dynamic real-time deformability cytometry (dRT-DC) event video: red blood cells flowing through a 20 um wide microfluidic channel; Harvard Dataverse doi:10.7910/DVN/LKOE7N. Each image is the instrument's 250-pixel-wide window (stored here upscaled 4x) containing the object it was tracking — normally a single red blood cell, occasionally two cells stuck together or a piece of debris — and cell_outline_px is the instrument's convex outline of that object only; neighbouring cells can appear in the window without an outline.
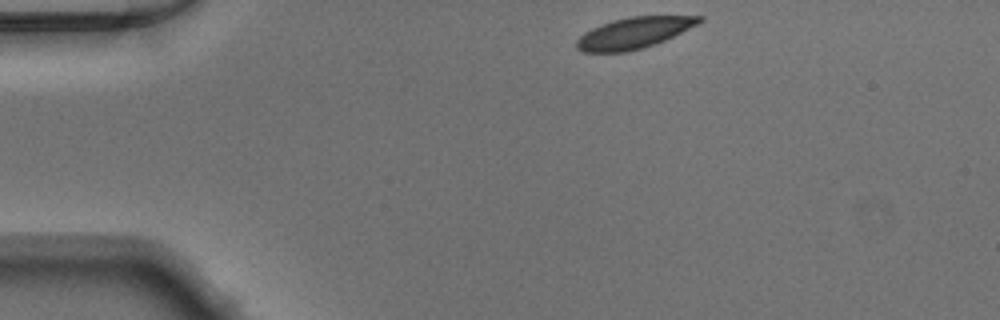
{"species": "Egyptian fruit bat (a non-hibernating species)", "species_latin": "Rousettus aegyptiacus", "temperature_condition": "warm", "stored_images_in_passage": 42, "camera_frame_rate_fps": 3000, "um_per_image_px": 0.085, "animal": {"sex": "male"}, "frame": {"image": 1, "passage_image": 1, "time_ms": 0.0, "image_size_px": [1000, 320], "cell_outline_px": [[704, 20], [664, 40], [640, 48], [624, 52], [584, 52], [576, 48], [576, 40], [584, 32], [600, 24], [612, 20], [628, 16], [704, 16]], "centroid_in_image_um": [53.82, 2.78], "position_along_channel_um": 31.2, "area_um2": 21.91}}
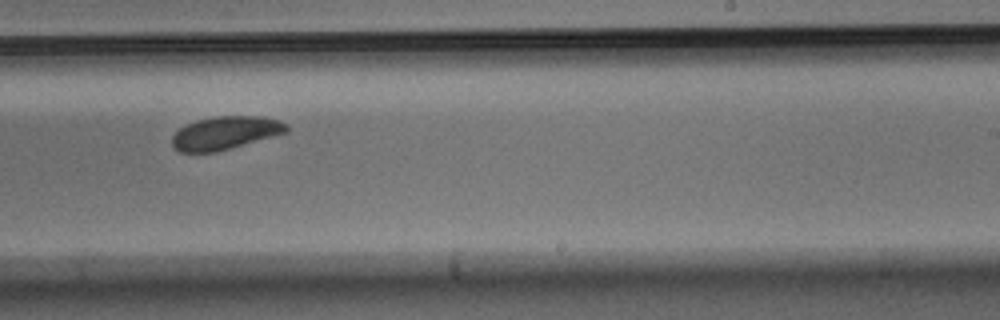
{"frame": {"image": 2, "passage_image": 23, "time_ms": 7.333, "image_size_px": [1000, 320], "cell_outline_px": [[288, 132], [216, 152], [180, 152], [172, 148], [172, 136], [180, 128], [196, 120], [216, 116], [260, 116], [280, 120], [288, 124]], "centroid_in_image_um": [19.15, 11.3], "position_along_channel_um": 269.8, "area_um2": 22.08}}
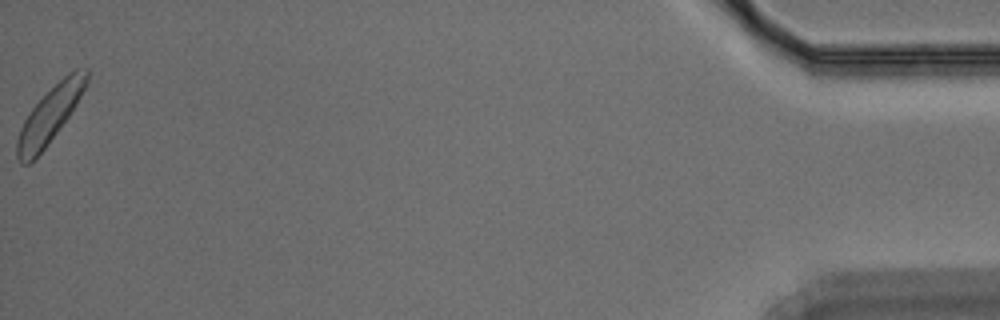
{"frame": {"image": 3, "passage_image": 42, "time_ms": 13.667, "image_size_px": [1000, 320], "cell_outline_px": [[88, 84], [76, 104], [68, 116], [44, 148], [28, 164], [20, 164], [16, 156], [16, 140], [20, 128], [24, 120], [32, 108], [68, 72], [76, 68], [88, 68]], "centroid_in_image_um": [4.23, 9.75], "position_along_channel_um": 431.0, "area_um2": 22.14}}